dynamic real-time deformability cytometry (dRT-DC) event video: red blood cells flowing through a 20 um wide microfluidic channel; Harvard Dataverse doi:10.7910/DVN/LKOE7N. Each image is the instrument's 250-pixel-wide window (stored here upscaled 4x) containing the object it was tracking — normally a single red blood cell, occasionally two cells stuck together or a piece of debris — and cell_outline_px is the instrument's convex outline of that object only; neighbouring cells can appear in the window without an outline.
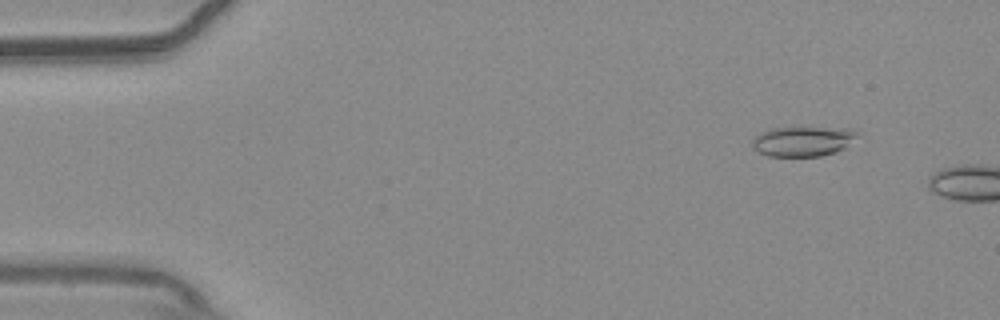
{"species": "common noctule bat (a hibernating species)", "species_latin": "Nyctalus noctula", "temperature_condition": "warm", "stored_images_in_passage": 9, "camera_frame_rate_fps": 3000, "um_per_image_px": 0.085, "animal": {"sex": "male", "body_mass_g": 20.4}, "frame": {"image": 1, "passage_image": 6, "time_ms": 1.667, "image_size_px": [1000, 320], "cell_outline_px": [[860, 136], [844, 148], [836, 152], [820, 156], [768, 156], [752, 148], [752, 140], [760, 132], [768, 128], [848, 128], [860, 132]], "centroid_in_image_um": [68.27, 12.0], "position_along_channel_um": 16.7, "area_um2": 18.44}}